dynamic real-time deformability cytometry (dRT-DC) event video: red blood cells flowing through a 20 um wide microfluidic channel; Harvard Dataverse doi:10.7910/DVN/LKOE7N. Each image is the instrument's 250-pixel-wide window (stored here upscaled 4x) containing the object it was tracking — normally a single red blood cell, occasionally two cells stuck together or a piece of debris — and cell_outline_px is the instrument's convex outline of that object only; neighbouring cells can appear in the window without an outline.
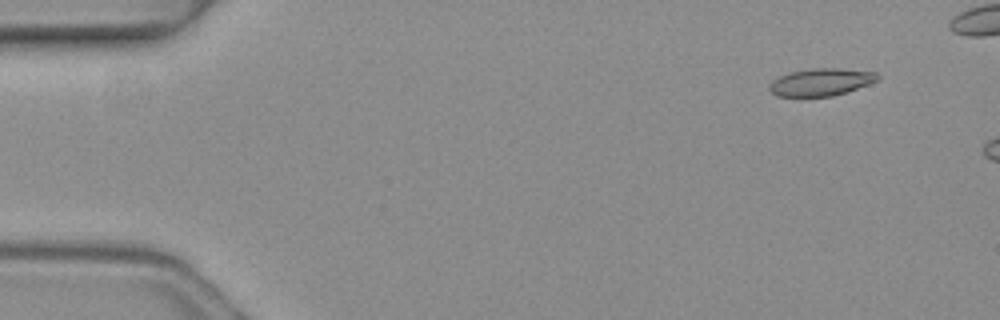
{"species": "common noctule bat (a hibernating species)", "species_latin": "Nyctalus noctula", "temperature_condition": "warm", "stored_images_in_passage": 4, "camera_frame_rate_fps": 3000, "um_per_image_px": 0.085, "animal": {"sex": "female", "body_mass_g": 19.3, "forearm_length_mm": 54.1}, "frame": {"image": 1, "passage_image": 2, "time_ms": 0.333, "image_size_px": [1000, 320], "cell_outline_px": [[880, 76], [876, 80], [868, 84], [832, 96], [776, 96], [768, 88], [768, 84], [772, 80], [788, 72], [812, 68], [840, 68], [876, 72]], "centroid_in_image_um": [69.74, 6.96], "position_along_channel_um": 15.3, "area_um2": 17.17}}